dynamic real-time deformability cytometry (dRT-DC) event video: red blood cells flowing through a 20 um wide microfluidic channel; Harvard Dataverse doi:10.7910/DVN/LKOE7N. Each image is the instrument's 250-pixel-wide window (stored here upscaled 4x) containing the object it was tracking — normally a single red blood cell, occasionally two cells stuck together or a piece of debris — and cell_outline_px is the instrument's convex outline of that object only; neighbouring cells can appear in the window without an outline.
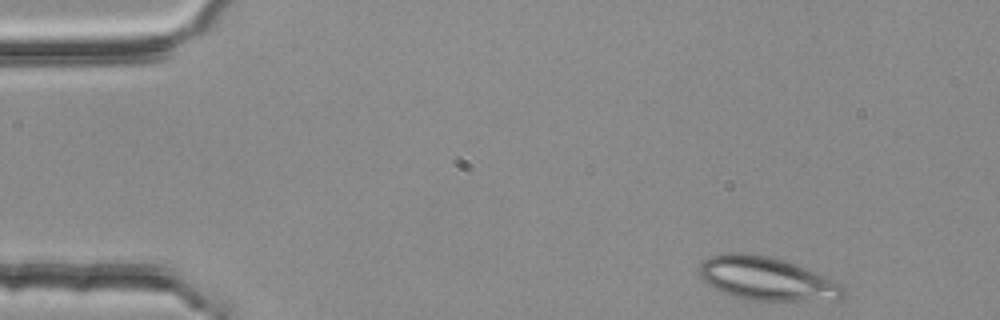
{"species": "common noctule bat (a hibernating species)", "species_latin": "Nyctalus noctula", "temperature_condition": "room temperature", "stored_images_in_passage": 3, "camera_frame_rate_fps": 3000, "um_per_image_px": 0.085, "animal": {"sex": "female", "body_mass_g": 25.1}, "frame": {"image": 1, "passage_image": 1, "time_ms": 0.0, "image_size_px": [1000, 320], "cell_outline_px": [[844, 296], [840, 300], [744, 300], [732, 296], [708, 284], [700, 276], [700, 264], [704, 260], [712, 256], [724, 252], [748, 252], [768, 256], [784, 260], [816, 272], [836, 280], [844, 288]], "centroid_in_image_um": [65.19, 23.68], "position_along_channel_um": 19.8, "area_um2": 36.47}}